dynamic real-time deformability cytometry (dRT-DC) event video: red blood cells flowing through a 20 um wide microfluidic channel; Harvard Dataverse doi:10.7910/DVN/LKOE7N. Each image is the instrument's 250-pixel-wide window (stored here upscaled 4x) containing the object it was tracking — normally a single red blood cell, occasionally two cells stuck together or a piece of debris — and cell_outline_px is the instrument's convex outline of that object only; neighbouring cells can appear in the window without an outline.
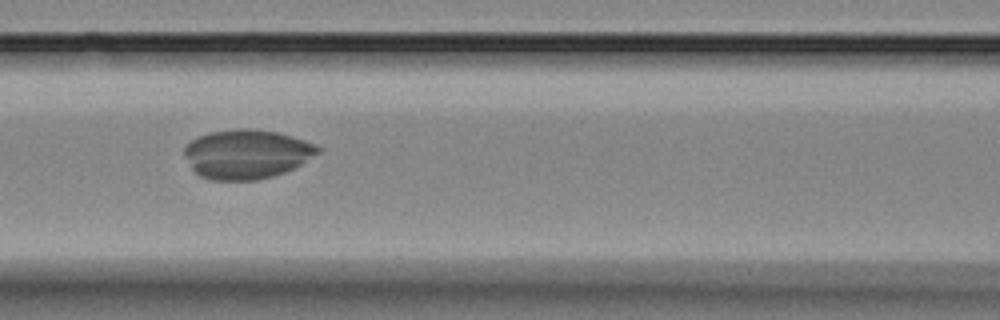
{"species": "Egyptian fruit bat (a non-hibernating species)", "species_latin": "Rousettus aegyptiacus", "temperature_condition": "room temperature", "stored_images_in_passage": 47, "camera_frame_rate_fps": 3000, "um_per_image_px": 0.085, "animal": {"sex": "female"}, "frame": {"image": 1, "passage_image": 20, "time_ms": 6.333, "image_size_px": [1000, 320], "cell_outline_px": [[320, 152], [300, 164], [284, 172], [272, 176], [256, 180], [212, 180], [200, 176], [192, 168], [184, 152], [184, 148], [196, 136], [212, 132], [236, 128], [248, 128], [276, 132], [292, 136], [316, 144], [320, 148]], "centroid_in_image_um": [20.96, 13.09], "position_along_channel_um": 145.6, "area_um2": 38.03}}
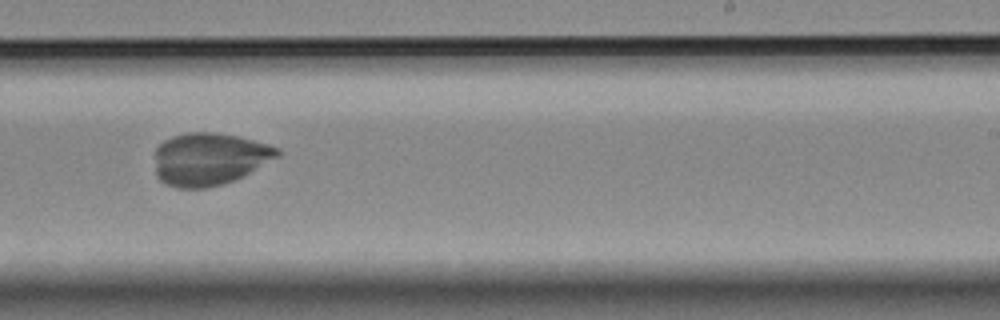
{"frame": {"image": 2, "passage_image": 29, "time_ms": 9.333, "image_size_px": [1000, 320], "cell_outline_px": [[284, 152], [280, 156], [244, 176], [236, 180], [224, 184], [204, 188], [176, 188], [160, 180], [156, 176], [156, 148], [164, 140], [172, 136], [188, 132], [212, 132], [240, 136], [268, 144], [280, 148]], "centroid_in_image_um": [17.84, 13.51], "position_along_channel_um": 271.2, "area_um2": 37.92}}
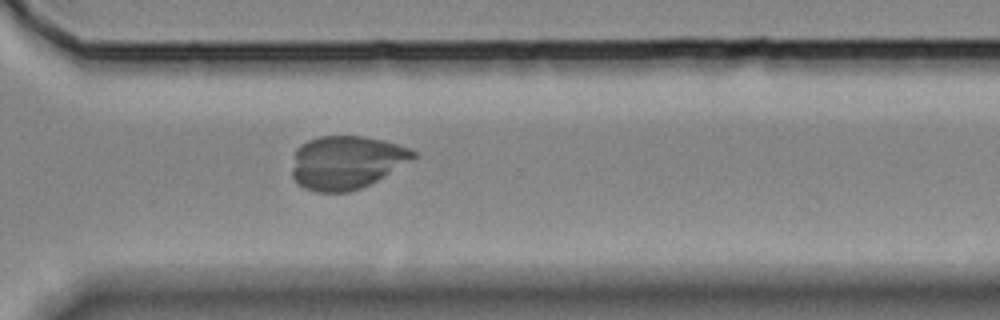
{"frame": {"image": 3, "passage_image": 34, "time_ms": 11.0, "image_size_px": [1000, 320], "cell_outline_px": [[416, 156], [384, 176], [360, 188], [348, 192], [316, 192], [304, 188], [292, 176], [292, 168], [296, 148], [300, 144], [308, 140], [320, 136], [364, 136], [384, 140], [408, 148], [416, 152]], "centroid_in_image_um": [29.4, 13.79], "position_along_channel_um": 341.2, "area_um2": 37.28}}